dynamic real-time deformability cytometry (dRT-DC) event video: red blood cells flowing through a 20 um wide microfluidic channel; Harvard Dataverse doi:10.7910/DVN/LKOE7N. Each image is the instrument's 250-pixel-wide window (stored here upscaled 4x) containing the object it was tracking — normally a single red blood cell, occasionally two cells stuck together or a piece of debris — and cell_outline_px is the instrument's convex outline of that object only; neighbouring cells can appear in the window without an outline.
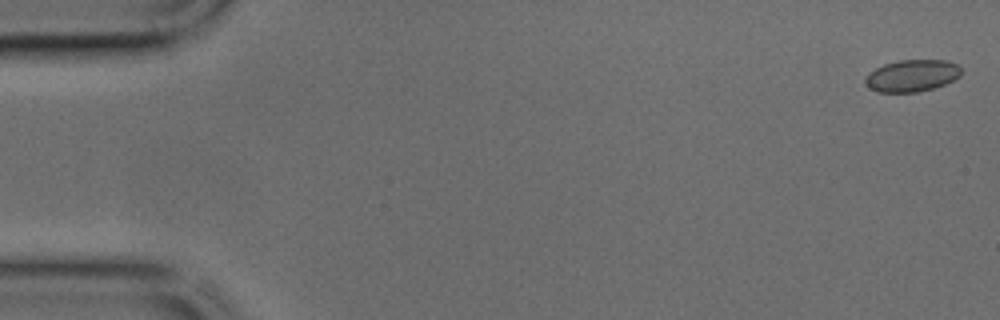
{"species": "common noctule bat (a hibernating species)", "species_latin": "Nyctalus noctula", "temperature_condition": "cold", "stored_images_in_passage": 11, "camera_frame_rate_fps": 3000, "um_per_image_px": 0.085, "animal": {"sex": "male", "body_mass_g": 17.9, "forearm_length_mm": 54.2}, "frame": {"image": 1, "passage_image": 1, "time_ms": 0.0, "image_size_px": [1000, 320], "cell_outline_px": [[960, 76], [944, 84], [932, 88], [916, 92], [876, 92], [868, 88], [864, 84], [864, 76], [868, 72], [884, 64], [900, 60], [944, 60], [956, 64], [960, 68]], "centroid_in_image_um": [77.44, 6.44], "position_along_channel_um": 7.6, "area_um2": 17.86}}
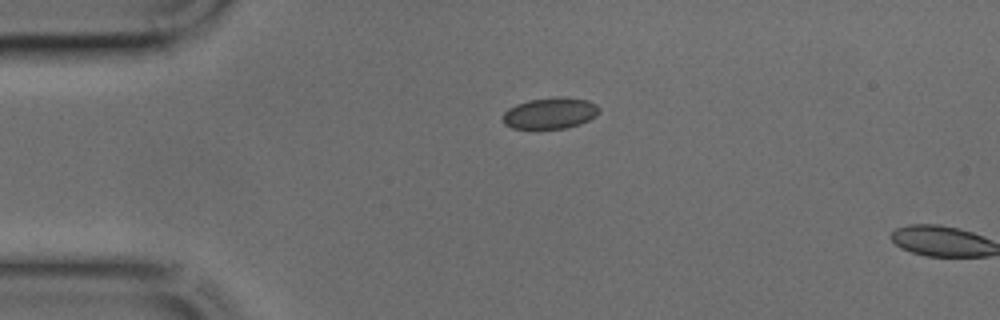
{"frame": {"image": 2, "passage_image": 10, "time_ms": 3.0, "image_size_px": [1000, 320], "cell_outline_px": [[600, 112], [596, 116], [580, 124], [564, 128], [512, 128], [504, 124], [504, 112], [508, 108], [516, 104], [528, 100], [560, 96], [588, 100], [596, 104], [600, 108]], "centroid_in_image_um": [46.79, 9.6], "position_along_channel_um": 38.2, "area_um2": 17.51}}